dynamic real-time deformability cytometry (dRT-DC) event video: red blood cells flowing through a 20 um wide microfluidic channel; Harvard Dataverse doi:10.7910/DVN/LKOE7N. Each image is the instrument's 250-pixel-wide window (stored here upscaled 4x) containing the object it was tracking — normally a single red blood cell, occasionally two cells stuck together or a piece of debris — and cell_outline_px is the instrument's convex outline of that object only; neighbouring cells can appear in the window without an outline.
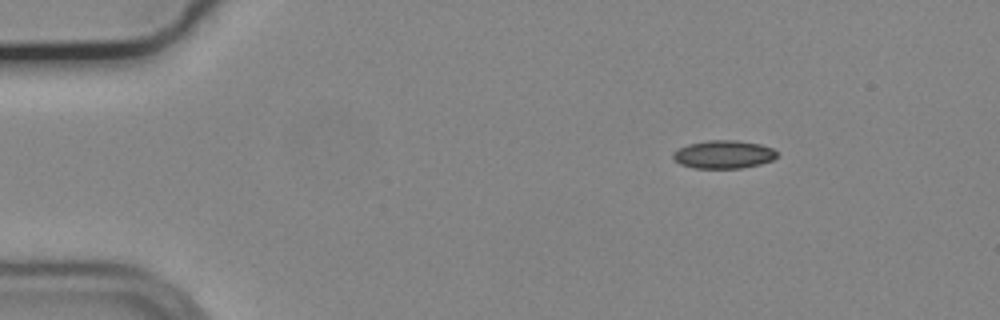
{"species": "common noctule bat (a hibernating species)", "species_latin": "Nyctalus noctula", "temperature_condition": "cold", "stored_images_in_passage": 10, "camera_frame_rate_fps": 3000, "um_per_image_px": 0.085, "animal": {"sex": "male", "body_mass_g": 19.2, "forearm_length_mm": 51.8}, "frame": {"image": 1, "passage_image": 1, "time_ms": 0.0, "image_size_px": [1000, 320], "cell_outline_px": [[776, 156], [772, 160], [760, 164], [740, 168], [692, 168], [680, 164], [672, 160], [672, 152], [688, 144], [708, 140], [736, 140], [760, 144], [772, 148], [776, 152]], "centroid_in_image_um": [61.45, 13.13], "position_along_channel_um": 23.5, "area_um2": 17.05}}